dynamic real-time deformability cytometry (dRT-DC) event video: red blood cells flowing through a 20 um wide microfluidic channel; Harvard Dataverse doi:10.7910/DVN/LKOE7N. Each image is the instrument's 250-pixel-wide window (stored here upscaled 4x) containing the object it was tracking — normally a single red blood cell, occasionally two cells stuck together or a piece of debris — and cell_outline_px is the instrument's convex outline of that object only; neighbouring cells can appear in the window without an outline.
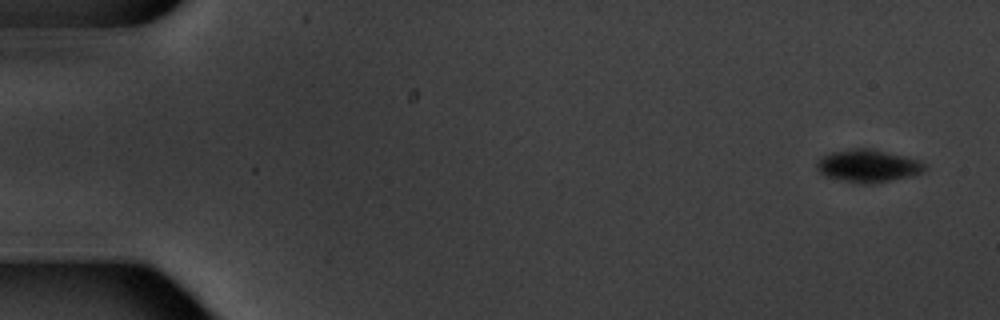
{"species": "common noctule bat (a hibernating species)", "species_latin": "Nyctalus noctula", "temperature_condition": "warm", "stored_images_in_passage": 6, "camera_frame_rate_fps": 3000, "um_per_image_px": 0.085, "animal": {"sex": "male", "body_mass_g": 20.1, "forearm_length_mm": 53.5}, "frame": {"image": 1, "passage_image": 1, "time_ms": 0.0, "image_size_px": [1000, 320], "cell_outline_px": [[928, 168], [920, 172], [908, 176], [888, 180], [844, 180], [824, 176], [816, 168], [816, 164], [824, 156], [832, 152], [856, 148], [868, 148], [920, 160], [928, 164]], "centroid_in_image_um": [73.8, 14.04], "position_along_channel_um": 11.2, "area_um2": 19.31}}
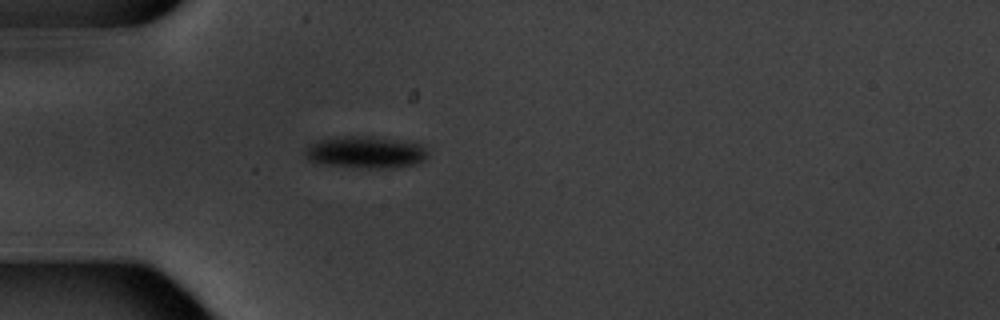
{"frame": {"image": 2, "passage_image": 5, "time_ms": 5.0, "image_size_px": [1000, 320], "cell_outline_px": [[424, 160], [412, 164], [396, 168], [364, 168], [320, 164], [308, 160], [304, 152], [304, 148], [308, 144], [320, 140], [344, 136], [364, 136], [416, 144], [424, 152]], "centroid_in_image_um": [30.91, 12.97], "position_along_channel_um": 54.1, "area_um2": 22.14}}